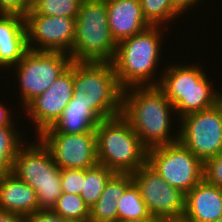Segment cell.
Here are the masks:
<instances>
[{"label": "cell", "mask_w": 222, "mask_h": 222, "mask_svg": "<svg viewBox=\"0 0 222 222\" xmlns=\"http://www.w3.org/2000/svg\"><path fill=\"white\" fill-rule=\"evenodd\" d=\"M62 216L56 214L53 210H39L32 214L23 216V222H66Z\"/></svg>", "instance_id": "obj_30"}, {"label": "cell", "mask_w": 222, "mask_h": 222, "mask_svg": "<svg viewBox=\"0 0 222 222\" xmlns=\"http://www.w3.org/2000/svg\"><path fill=\"white\" fill-rule=\"evenodd\" d=\"M203 1V0H202ZM172 7L181 15L192 10L201 0H170ZM185 12V13H184Z\"/></svg>", "instance_id": "obj_31"}, {"label": "cell", "mask_w": 222, "mask_h": 222, "mask_svg": "<svg viewBox=\"0 0 222 222\" xmlns=\"http://www.w3.org/2000/svg\"><path fill=\"white\" fill-rule=\"evenodd\" d=\"M60 177L62 193L81 194L83 180H85V169H61Z\"/></svg>", "instance_id": "obj_27"}, {"label": "cell", "mask_w": 222, "mask_h": 222, "mask_svg": "<svg viewBox=\"0 0 222 222\" xmlns=\"http://www.w3.org/2000/svg\"><path fill=\"white\" fill-rule=\"evenodd\" d=\"M146 163L185 195L203 180L204 163L180 141L148 149Z\"/></svg>", "instance_id": "obj_9"}, {"label": "cell", "mask_w": 222, "mask_h": 222, "mask_svg": "<svg viewBox=\"0 0 222 222\" xmlns=\"http://www.w3.org/2000/svg\"><path fill=\"white\" fill-rule=\"evenodd\" d=\"M32 9L27 0H0V14L18 15L23 18Z\"/></svg>", "instance_id": "obj_29"}, {"label": "cell", "mask_w": 222, "mask_h": 222, "mask_svg": "<svg viewBox=\"0 0 222 222\" xmlns=\"http://www.w3.org/2000/svg\"><path fill=\"white\" fill-rule=\"evenodd\" d=\"M10 112V109H7L6 106L0 102V127L16 124L13 121L14 119L12 118V114Z\"/></svg>", "instance_id": "obj_32"}, {"label": "cell", "mask_w": 222, "mask_h": 222, "mask_svg": "<svg viewBox=\"0 0 222 222\" xmlns=\"http://www.w3.org/2000/svg\"><path fill=\"white\" fill-rule=\"evenodd\" d=\"M121 115L147 150L179 141V131L172 134L171 129L174 106L158 86L124 89Z\"/></svg>", "instance_id": "obj_1"}, {"label": "cell", "mask_w": 222, "mask_h": 222, "mask_svg": "<svg viewBox=\"0 0 222 222\" xmlns=\"http://www.w3.org/2000/svg\"><path fill=\"white\" fill-rule=\"evenodd\" d=\"M83 0H39L32 8L41 15L77 18Z\"/></svg>", "instance_id": "obj_26"}, {"label": "cell", "mask_w": 222, "mask_h": 222, "mask_svg": "<svg viewBox=\"0 0 222 222\" xmlns=\"http://www.w3.org/2000/svg\"><path fill=\"white\" fill-rule=\"evenodd\" d=\"M204 67L183 63L170 64L160 73L157 85L174 106L176 116L199 112L215 106L222 100V93L214 90Z\"/></svg>", "instance_id": "obj_3"}, {"label": "cell", "mask_w": 222, "mask_h": 222, "mask_svg": "<svg viewBox=\"0 0 222 222\" xmlns=\"http://www.w3.org/2000/svg\"><path fill=\"white\" fill-rule=\"evenodd\" d=\"M108 25L116 43L142 32L150 25L143 17L140 0L106 2Z\"/></svg>", "instance_id": "obj_17"}, {"label": "cell", "mask_w": 222, "mask_h": 222, "mask_svg": "<svg viewBox=\"0 0 222 222\" xmlns=\"http://www.w3.org/2000/svg\"><path fill=\"white\" fill-rule=\"evenodd\" d=\"M143 17L150 26H165L180 14L172 7L170 0H140ZM163 24V25H162Z\"/></svg>", "instance_id": "obj_24"}, {"label": "cell", "mask_w": 222, "mask_h": 222, "mask_svg": "<svg viewBox=\"0 0 222 222\" xmlns=\"http://www.w3.org/2000/svg\"><path fill=\"white\" fill-rule=\"evenodd\" d=\"M113 174L112 170L100 164L85 169V180H83L80 196L90 208L98 201L107 181Z\"/></svg>", "instance_id": "obj_23"}, {"label": "cell", "mask_w": 222, "mask_h": 222, "mask_svg": "<svg viewBox=\"0 0 222 222\" xmlns=\"http://www.w3.org/2000/svg\"><path fill=\"white\" fill-rule=\"evenodd\" d=\"M103 120L92 108L86 93L74 92L61 117L42 133H86L96 129Z\"/></svg>", "instance_id": "obj_15"}, {"label": "cell", "mask_w": 222, "mask_h": 222, "mask_svg": "<svg viewBox=\"0 0 222 222\" xmlns=\"http://www.w3.org/2000/svg\"><path fill=\"white\" fill-rule=\"evenodd\" d=\"M133 182L129 173H114L107 181L98 201L90 208L92 222H115L117 220V201Z\"/></svg>", "instance_id": "obj_20"}, {"label": "cell", "mask_w": 222, "mask_h": 222, "mask_svg": "<svg viewBox=\"0 0 222 222\" xmlns=\"http://www.w3.org/2000/svg\"><path fill=\"white\" fill-rule=\"evenodd\" d=\"M15 125L0 127V175L12 172L13 162L23 144V134ZM18 131V132H17Z\"/></svg>", "instance_id": "obj_22"}, {"label": "cell", "mask_w": 222, "mask_h": 222, "mask_svg": "<svg viewBox=\"0 0 222 222\" xmlns=\"http://www.w3.org/2000/svg\"><path fill=\"white\" fill-rule=\"evenodd\" d=\"M35 139L36 142L19 149L12 173L36 191L40 210H52L62 194L61 169L54 163L50 150L39 138Z\"/></svg>", "instance_id": "obj_6"}, {"label": "cell", "mask_w": 222, "mask_h": 222, "mask_svg": "<svg viewBox=\"0 0 222 222\" xmlns=\"http://www.w3.org/2000/svg\"><path fill=\"white\" fill-rule=\"evenodd\" d=\"M184 214L189 222H216L222 217V189L203 179L186 194Z\"/></svg>", "instance_id": "obj_18"}, {"label": "cell", "mask_w": 222, "mask_h": 222, "mask_svg": "<svg viewBox=\"0 0 222 222\" xmlns=\"http://www.w3.org/2000/svg\"><path fill=\"white\" fill-rule=\"evenodd\" d=\"M50 150L60 169H89L98 164L96 131L86 133H41L37 136Z\"/></svg>", "instance_id": "obj_12"}, {"label": "cell", "mask_w": 222, "mask_h": 222, "mask_svg": "<svg viewBox=\"0 0 222 222\" xmlns=\"http://www.w3.org/2000/svg\"><path fill=\"white\" fill-rule=\"evenodd\" d=\"M203 179L222 189V151L204 162Z\"/></svg>", "instance_id": "obj_28"}, {"label": "cell", "mask_w": 222, "mask_h": 222, "mask_svg": "<svg viewBox=\"0 0 222 222\" xmlns=\"http://www.w3.org/2000/svg\"><path fill=\"white\" fill-rule=\"evenodd\" d=\"M177 120L179 141L203 163L222 151V100Z\"/></svg>", "instance_id": "obj_10"}, {"label": "cell", "mask_w": 222, "mask_h": 222, "mask_svg": "<svg viewBox=\"0 0 222 222\" xmlns=\"http://www.w3.org/2000/svg\"><path fill=\"white\" fill-rule=\"evenodd\" d=\"M105 2H115V1H119V0H103Z\"/></svg>", "instance_id": "obj_38"}, {"label": "cell", "mask_w": 222, "mask_h": 222, "mask_svg": "<svg viewBox=\"0 0 222 222\" xmlns=\"http://www.w3.org/2000/svg\"><path fill=\"white\" fill-rule=\"evenodd\" d=\"M0 210L21 216L38 212L36 191L12 172L0 175Z\"/></svg>", "instance_id": "obj_19"}, {"label": "cell", "mask_w": 222, "mask_h": 222, "mask_svg": "<svg viewBox=\"0 0 222 222\" xmlns=\"http://www.w3.org/2000/svg\"><path fill=\"white\" fill-rule=\"evenodd\" d=\"M25 22L28 50L64 52L71 55L76 18L45 16L32 8L27 13Z\"/></svg>", "instance_id": "obj_11"}, {"label": "cell", "mask_w": 222, "mask_h": 222, "mask_svg": "<svg viewBox=\"0 0 222 222\" xmlns=\"http://www.w3.org/2000/svg\"><path fill=\"white\" fill-rule=\"evenodd\" d=\"M37 1H39V0H27V2H28L31 6H33Z\"/></svg>", "instance_id": "obj_37"}, {"label": "cell", "mask_w": 222, "mask_h": 222, "mask_svg": "<svg viewBox=\"0 0 222 222\" xmlns=\"http://www.w3.org/2000/svg\"><path fill=\"white\" fill-rule=\"evenodd\" d=\"M216 222H222V217L220 219H218Z\"/></svg>", "instance_id": "obj_39"}, {"label": "cell", "mask_w": 222, "mask_h": 222, "mask_svg": "<svg viewBox=\"0 0 222 222\" xmlns=\"http://www.w3.org/2000/svg\"><path fill=\"white\" fill-rule=\"evenodd\" d=\"M0 222H23V216L0 210Z\"/></svg>", "instance_id": "obj_33"}, {"label": "cell", "mask_w": 222, "mask_h": 222, "mask_svg": "<svg viewBox=\"0 0 222 222\" xmlns=\"http://www.w3.org/2000/svg\"><path fill=\"white\" fill-rule=\"evenodd\" d=\"M66 222H92V221L90 218H82V219L67 220Z\"/></svg>", "instance_id": "obj_35"}, {"label": "cell", "mask_w": 222, "mask_h": 222, "mask_svg": "<svg viewBox=\"0 0 222 222\" xmlns=\"http://www.w3.org/2000/svg\"><path fill=\"white\" fill-rule=\"evenodd\" d=\"M27 51L25 18L0 14V69L17 65Z\"/></svg>", "instance_id": "obj_16"}, {"label": "cell", "mask_w": 222, "mask_h": 222, "mask_svg": "<svg viewBox=\"0 0 222 222\" xmlns=\"http://www.w3.org/2000/svg\"><path fill=\"white\" fill-rule=\"evenodd\" d=\"M95 131L98 164L132 174L146 163L147 149L122 115L101 120Z\"/></svg>", "instance_id": "obj_4"}, {"label": "cell", "mask_w": 222, "mask_h": 222, "mask_svg": "<svg viewBox=\"0 0 222 222\" xmlns=\"http://www.w3.org/2000/svg\"><path fill=\"white\" fill-rule=\"evenodd\" d=\"M163 26H149L142 32L117 43L112 61L121 88L157 86L155 77L162 49ZM155 77V78H154ZM155 79V80H154ZM153 80V81H152Z\"/></svg>", "instance_id": "obj_2"}, {"label": "cell", "mask_w": 222, "mask_h": 222, "mask_svg": "<svg viewBox=\"0 0 222 222\" xmlns=\"http://www.w3.org/2000/svg\"><path fill=\"white\" fill-rule=\"evenodd\" d=\"M152 222H189L185 214L177 216L152 218Z\"/></svg>", "instance_id": "obj_34"}, {"label": "cell", "mask_w": 222, "mask_h": 222, "mask_svg": "<svg viewBox=\"0 0 222 222\" xmlns=\"http://www.w3.org/2000/svg\"><path fill=\"white\" fill-rule=\"evenodd\" d=\"M131 175L152 218L185 213L186 195L169 185L147 163Z\"/></svg>", "instance_id": "obj_13"}, {"label": "cell", "mask_w": 222, "mask_h": 222, "mask_svg": "<svg viewBox=\"0 0 222 222\" xmlns=\"http://www.w3.org/2000/svg\"><path fill=\"white\" fill-rule=\"evenodd\" d=\"M117 220H152L134 181L117 201Z\"/></svg>", "instance_id": "obj_21"}, {"label": "cell", "mask_w": 222, "mask_h": 222, "mask_svg": "<svg viewBox=\"0 0 222 222\" xmlns=\"http://www.w3.org/2000/svg\"><path fill=\"white\" fill-rule=\"evenodd\" d=\"M74 61L47 90L34 98L24 109L26 116L36 126V136L53 126L74 95Z\"/></svg>", "instance_id": "obj_14"}, {"label": "cell", "mask_w": 222, "mask_h": 222, "mask_svg": "<svg viewBox=\"0 0 222 222\" xmlns=\"http://www.w3.org/2000/svg\"><path fill=\"white\" fill-rule=\"evenodd\" d=\"M116 47L108 25L106 2L83 0L76 18L71 60L112 62Z\"/></svg>", "instance_id": "obj_5"}, {"label": "cell", "mask_w": 222, "mask_h": 222, "mask_svg": "<svg viewBox=\"0 0 222 222\" xmlns=\"http://www.w3.org/2000/svg\"><path fill=\"white\" fill-rule=\"evenodd\" d=\"M115 222H152V220H116Z\"/></svg>", "instance_id": "obj_36"}, {"label": "cell", "mask_w": 222, "mask_h": 222, "mask_svg": "<svg viewBox=\"0 0 222 222\" xmlns=\"http://www.w3.org/2000/svg\"><path fill=\"white\" fill-rule=\"evenodd\" d=\"M73 87L86 93L90 108L102 119L121 115L123 89L112 62L74 61Z\"/></svg>", "instance_id": "obj_7"}, {"label": "cell", "mask_w": 222, "mask_h": 222, "mask_svg": "<svg viewBox=\"0 0 222 222\" xmlns=\"http://www.w3.org/2000/svg\"><path fill=\"white\" fill-rule=\"evenodd\" d=\"M52 210L66 220L90 217V207L78 194L62 193Z\"/></svg>", "instance_id": "obj_25"}, {"label": "cell", "mask_w": 222, "mask_h": 222, "mask_svg": "<svg viewBox=\"0 0 222 222\" xmlns=\"http://www.w3.org/2000/svg\"><path fill=\"white\" fill-rule=\"evenodd\" d=\"M71 56L64 52L28 50L12 68L16 69L22 108L44 93L71 64Z\"/></svg>", "instance_id": "obj_8"}]
</instances>
